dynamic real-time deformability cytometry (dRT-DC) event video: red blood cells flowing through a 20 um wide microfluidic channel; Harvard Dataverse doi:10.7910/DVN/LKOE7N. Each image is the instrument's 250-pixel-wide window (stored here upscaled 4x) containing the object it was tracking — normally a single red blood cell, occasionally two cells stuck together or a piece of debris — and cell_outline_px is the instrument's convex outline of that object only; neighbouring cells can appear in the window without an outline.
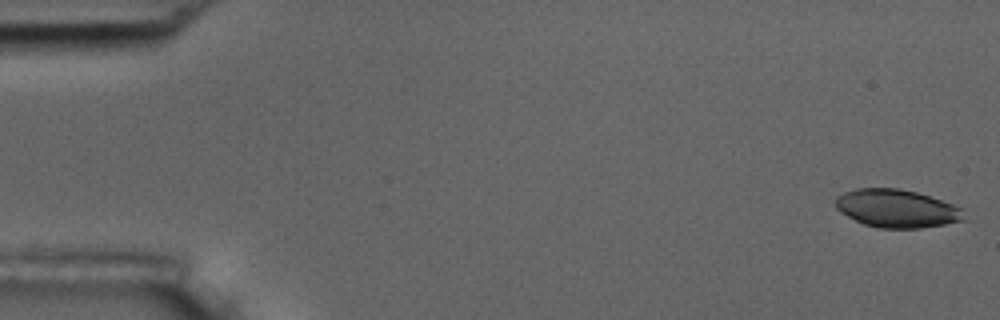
{"species": "common noctule bat (a hibernating species)", "species_latin": "Nyctalus noctula", "temperature_condition": "room temperature", "stored_images_in_passage": 56, "camera_frame_rate_fps": 3000, "um_per_image_px": 0.085, "animal": {"sex": "male", "body_mass_g": 17.5, "forearm_length_mm": 52.3}, "frame": {"image": 1, "passage_image": 1, "time_ms": 0.0, "image_size_px": [1000, 320], "cell_outline_px": [[968, 220], [920, 228], [876, 228], [864, 224], [840, 212], [836, 208], [836, 196], [844, 192], [856, 188], [900, 188], [916, 192], [952, 204], [960, 208]], "centroid_in_image_um": [76.21, 17.72], "position_along_channel_um": 8.8, "area_um2": 28.44}}
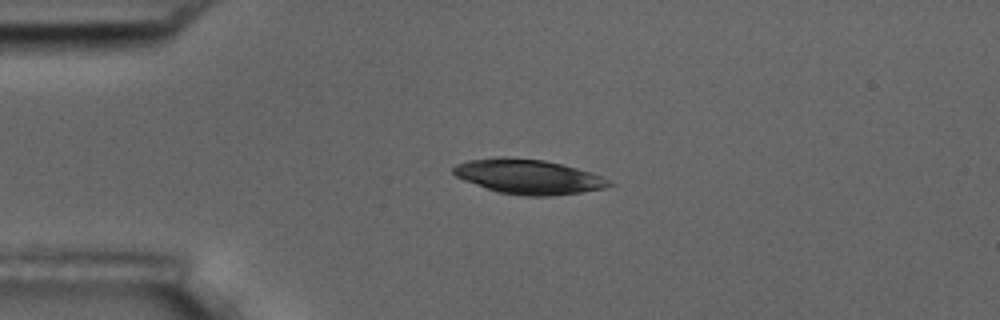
{"frame": {"image": 2, "passage_image": 13, "time_ms": 4.0, "image_size_px": [1000, 320], "cell_outline_px": [[616, 184], [604, 188], [580, 192], [552, 196], [524, 196], [496, 192], [464, 180], [456, 176], [452, 172], [452, 168], [456, 164], [468, 160], [500, 156], [504, 156], [544, 160], [576, 168], [600, 176]], "centroid_in_image_um": [44.86, 15.01], "position_along_channel_um": 40.1, "area_um2": 31.44}}